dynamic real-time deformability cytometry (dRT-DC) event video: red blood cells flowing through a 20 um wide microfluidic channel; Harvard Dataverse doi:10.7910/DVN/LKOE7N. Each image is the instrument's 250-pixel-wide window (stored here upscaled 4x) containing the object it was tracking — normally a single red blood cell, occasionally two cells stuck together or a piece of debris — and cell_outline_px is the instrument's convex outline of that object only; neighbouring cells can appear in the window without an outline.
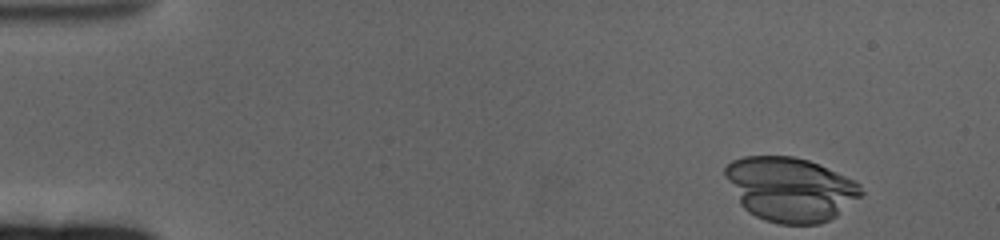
{"species": "human", "species_latin": "Homo sapiens", "temperature_condition": "cold", "stored_images_in_passage": 57, "camera_frame_rate_fps": 3000, "um_per_image_px": 0.085, "donor": {"sex": "female"}, "frame": {"image": 1, "passage_image": 1, "time_ms": 0.0, "image_size_px": [1000, 240], "cell_outline_px": [[864, 192], [860, 196], [836, 216], [820, 224], [780, 224], [764, 220], [748, 212], [740, 204], [724, 176], [724, 168], [732, 160], [744, 156], [792, 156], [808, 160], [836, 172], [860, 184]], "centroid_in_image_um": [67.14, 16.08], "position_along_channel_um": 17.9, "area_um2": 50.69}}
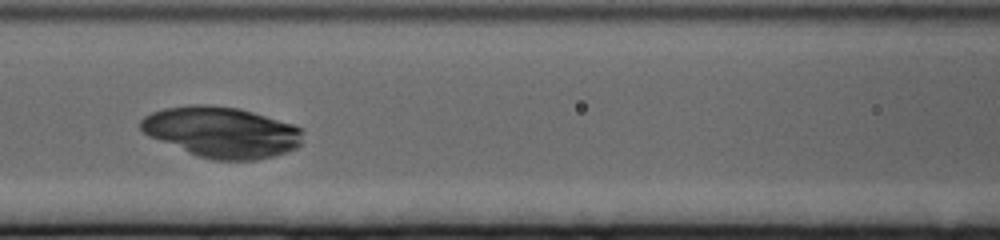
{"frame": {"image": 2, "passage_image": 23, "time_ms": 7.333, "image_size_px": [1000, 240], "cell_outline_px": [[300, 144], [296, 148], [272, 156], [256, 160], [212, 160], [200, 156], [148, 136], [140, 128], [140, 120], [144, 116], [152, 112], [164, 108], [188, 104], [208, 104], [240, 108], [292, 124], [300, 128]], "centroid_in_image_um": [18.8, 11.21], "position_along_channel_um": 147.8, "area_um2": 47.57}}
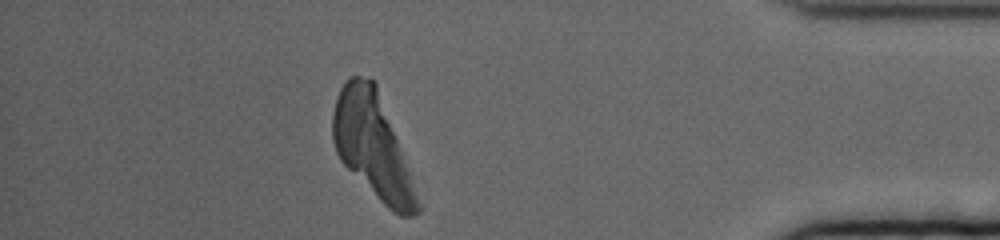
{"frame": {"image": 3, "passage_image": 50, "time_ms": 16.333, "image_size_px": [1000, 240], "cell_outline_px": [[420, 212], [412, 216], [400, 216], [392, 212], [340, 160], [336, 152], [332, 140], [332, 112], [340, 88], [352, 76], [360, 76], [372, 80], [376, 84], [400, 148], [420, 204]], "centroid_in_image_um": [31.63, 12.39], "position_along_channel_um": 403.6, "area_um2": 50.11}}